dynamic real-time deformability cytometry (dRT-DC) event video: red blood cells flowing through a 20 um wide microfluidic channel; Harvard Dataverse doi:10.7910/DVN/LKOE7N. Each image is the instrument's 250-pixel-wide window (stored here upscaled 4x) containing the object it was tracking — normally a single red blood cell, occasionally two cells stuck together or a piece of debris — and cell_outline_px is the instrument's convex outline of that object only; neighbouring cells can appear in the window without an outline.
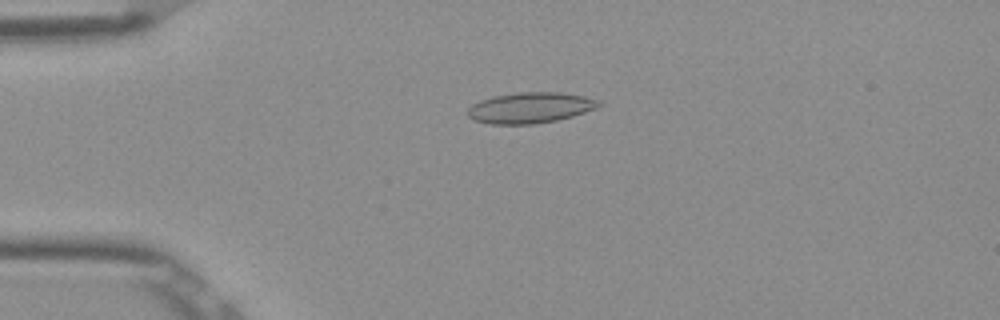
{"species": "Egyptian fruit bat (a non-hibernating species)", "species_latin": "Rousettus aegyptiacus", "temperature_condition": "room temperature", "stored_images_in_passage": 52, "camera_frame_rate_fps": 3000, "um_per_image_px": 0.085, "frame": {"image": 1, "passage_image": 12, "time_ms": 3.667, "image_size_px": [1000, 320], "cell_outline_px": [[604, 104], [596, 108], [572, 116], [556, 120], [536, 124], [492, 124], [472, 120], [468, 116], [468, 108], [472, 104], [480, 100], [492, 96], [520, 92], [560, 92], [584, 96], [600, 100]], "centroid_in_image_um": [45.07, 9.15], "position_along_channel_um": 39.9, "area_um2": 23.64}}
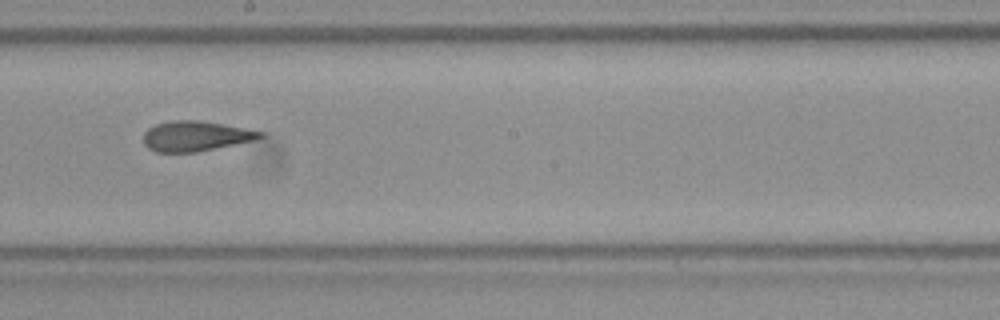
{"frame": {"image": 2, "passage_image": 29, "time_ms": 9.333, "image_size_px": [1000, 320], "cell_outline_px": [[264, 136], [252, 140], [196, 152], [156, 152], [148, 148], [144, 144], [144, 132], [148, 128], [156, 124], [172, 120], [196, 120], [244, 128], [264, 132]], "centroid_in_image_um": [16.57, 11.57], "position_along_channel_um": 231.6, "area_um2": 20.11}}
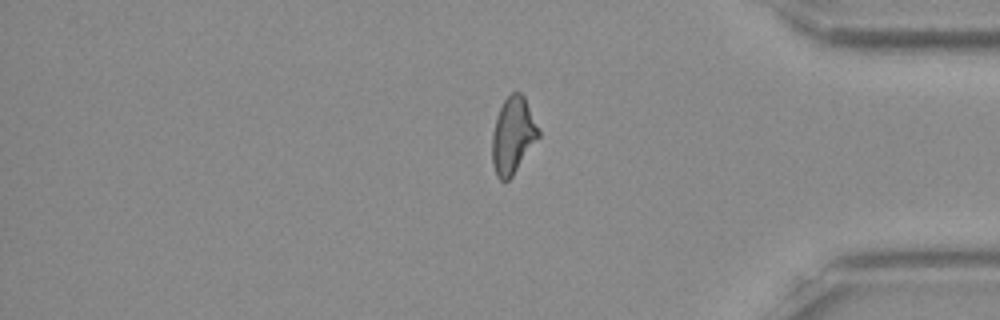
{"frame": {"image": 3, "passage_image": 43, "time_ms": 14.0, "image_size_px": [1000, 320], "cell_outline_px": [[540, 136], [512, 176], [508, 180], [500, 180], [496, 176], [492, 164], [492, 136], [496, 120], [500, 108], [504, 100], [512, 92], [520, 92], [524, 96], [540, 128]], "centroid_in_image_um": [43.61, 11.51], "position_along_channel_um": 391.6, "area_um2": 20.63}, "authors_computed_cell_mechanics": {"area_um2": 20.9814, "velocity_mm_per_s": 3.9015, "shape_relaxation_time_tau1_ms": null, "shape_relaxation_time_tau2_ms": 2.0536, "deformation_change_tau1": null, "deformation_change_tau2": 0.1051}}